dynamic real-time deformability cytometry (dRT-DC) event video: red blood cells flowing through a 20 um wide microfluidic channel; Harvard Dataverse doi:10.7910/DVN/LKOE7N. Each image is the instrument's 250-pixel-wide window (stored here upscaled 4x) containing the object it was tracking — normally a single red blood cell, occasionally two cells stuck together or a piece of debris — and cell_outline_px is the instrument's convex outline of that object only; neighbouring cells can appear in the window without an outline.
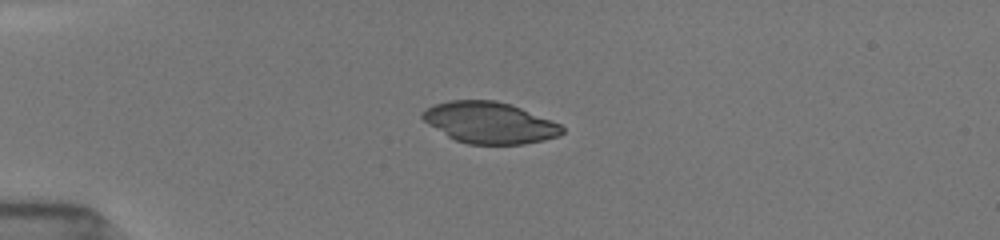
{"species": "common noctule bat (a hibernating species)", "species_latin": "Nyctalus noctula", "temperature_condition": "room temperature", "stored_images_in_passage": 15, "camera_frame_rate_fps": 3000, "um_per_image_px": 0.085, "animal": {"sex": "female", "body_mass_g": 19.5, "forearm_length_mm": 54.1}, "frame": {"image": 1, "passage_image": 1, "time_ms": 0.0, "image_size_px": [1000, 240], "cell_outline_px": [[564, 132], [560, 136], [544, 140], [524, 144], [468, 144], [456, 140], [448, 136], [428, 124], [420, 116], [420, 112], [432, 104], [448, 100], [496, 100], [512, 104], [560, 124], [564, 128]], "centroid_in_image_um": [41.6, 10.42], "position_along_channel_um": 43.4, "area_um2": 33.81}}